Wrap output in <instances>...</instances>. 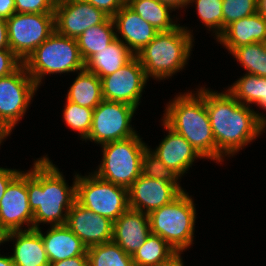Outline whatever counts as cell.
<instances>
[{
    "instance_id": "obj_23",
    "label": "cell",
    "mask_w": 266,
    "mask_h": 266,
    "mask_svg": "<svg viewBox=\"0 0 266 266\" xmlns=\"http://www.w3.org/2000/svg\"><path fill=\"white\" fill-rule=\"evenodd\" d=\"M135 54L120 40L115 39L108 47L92 55L85 62V69L100 79L113 74L130 62Z\"/></svg>"
},
{
    "instance_id": "obj_12",
    "label": "cell",
    "mask_w": 266,
    "mask_h": 266,
    "mask_svg": "<svg viewBox=\"0 0 266 266\" xmlns=\"http://www.w3.org/2000/svg\"><path fill=\"white\" fill-rule=\"evenodd\" d=\"M147 81L145 70L135 56L113 74L101 78L103 100L127 103L138 109Z\"/></svg>"
},
{
    "instance_id": "obj_7",
    "label": "cell",
    "mask_w": 266,
    "mask_h": 266,
    "mask_svg": "<svg viewBox=\"0 0 266 266\" xmlns=\"http://www.w3.org/2000/svg\"><path fill=\"white\" fill-rule=\"evenodd\" d=\"M140 135L102 144V161L93 171L99 178L129 189L141 175L147 144Z\"/></svg>"
},
{
    "instance_id": "obj_46",
    "label": "cell",
    "mask_w": 266,
    "mask_h": 266,
    "mask_svg": "<svg viewBox=\"0 0 266 266\" xmlns=\"http://www.w3.org/2000/svg\"><path fill=\"white\" fill-rule=\"evenodd\" d=\"M0 266H15L11 255L3 256L0 254Z\"/></svg>"
},
{
    "instance_id": "obj_3",
    "label": "cell",
    "mask_w": 266,
    "mask_h": 266,
    "mask_svg": "<svg viewBox=\"0 0 266 266\" xmlns=\"http://www.w3.org/2000/svg\"><path fill=\"white\" fill-rule=\"evenodd\" d=\"M176 95L165 106L162 121L183 136L204 158L216 161V143L205 105V97L197 90Z\"/></svg>"
},
{
    "instance_id": "obj_15",
    "label": "cell",
    "mask_w": 266,
    "mask_h": 266,
    "mask_svg": "<svg viewBox=\"0 0 266 266\" xmlns=\"http://www.w3.org/2000/svg\"><path fill=\"white\" fill-rule=\"evenodd\" d=\"M182 192L163 179H152L140 175L128 189L129 208L150 214L152 211L169 204Z\"/></svg>"
},
{
    "instance_id": "obj_17",
    "label": "cell",
    "mask_w": 266,
    "mask_h": 266,
    "mask_svg": "<svg viewBox=\"0 0 266 266\" xmlns=\"http://www.w3.org/2000/svg\"><path fill=\"white\" fill-rule=\"evenodd\" d=\"M112 20L116 38L120 39L135 55L160 32L142 19L127 4L112 17Z\"/></svg>"
},
{
    "instance_id": "obj_5",
    "label": "cell",
    "mask_w": 266,
    "mask_h": 266,
    "mask_svg": "<svg viewBox=\"0 0 266 266\" xmlns=\"http://www.w3.org/2000/svg\"><path fill=\"white\" fill-rule=\"evenodd\" d=\"M23 65L38 87L47 74L73 73L85 69L77 40L56 31L28 56Z\"/></svg>"
},
{
    "instance_id": "obj_42",
    "label": "cell",
    "mask_w": 266,
    "mask_h": 266,
    "mask_svg": "<svg viewBox=\"0 0 266 266\" xmlns=\"http://www.w3.org/2000/svg\"><path fill=\"white\" fill-rule=\"evenodd\" d=\"M0 49H10L8 42L7 19L0 17Z\"/></svg>"
},
{
    "instance_id": "obj_28",
    "label": "cell",
    "mask_w": 266,
    "mask_h": 266,
    "mask_svg": "<svg viewBox=\"0 0 266 266\" xmlns=\"http://www.w3.org/2000/svg\"><path fill=\"white\" fill-rule=\"evenodd\" d=\"M87 256L88 266H134L132 256L113 241L87 248Z\"/></svg>"
},
{
    "instance_id": "obj_22",
    "label": "cell",
    "mask_w": 266,
    "mask_h": 266,
    "mask_svg": "<svg viewBox=\"0 0 266 266\" xmlns=\"http://www.w3.org/2000/svg\"><path fill=\"white\" fill-rule=\"evenodd\" d=\"M15 241L11 257L15 266H50L41 234L36 229L12 231L7 241Z\"/></svg>"
},
{
    "instance_id": "obj_31",
    "label": "cell",
    "mask_w": 266,
    "mask_h": 266,
    "mask_svg": "<svg viewBox=\"0 0 266 266\" xmlns=\"http://www.w3.org/2000/svg\"><path fill=\"white\" fill-rule=\"evenodd\" d=\"M148 146L143 153L141 174L152 179H163L175 185L181 192L185 190L181 187L179 179L181 175L172 168H168Z\"/></svg>"
},
{
    "instance_id": "obj_44",
    "label": "cell",
    "mask_w": 266,
    "mask_h": 266,
    "mask_svg": "<svg viewBox=\"0 0 266 266\" xmlns=\"http://www.w3.org/2000/svg\"><path fill=\"white\" fill-rule=\"evenodd\" d=\"M11 132L12 130L8 126L0 123V145L8 136L11 135Z\"/></svg>"
},
{
    "instance_id": "obj_1",
    "label": "cell",
    "mask_w": 266,
    "mask_h": 266,
    "mask_svg": "<svg viewBox=\"0 0 266 266\" xmlns=\"http://www.w3.org/2000/svg\"><path fill=\"white\" fill-rule=\"evenodd\" d=\"M200 88V89H199ZM216 143V163L234 156L246 145L265 133L266 116L240 103L227 90L213 91L199 87ZM224 157V158H223Z\"/></svg>"
},
{
    "instance_id": "obj_24",
    "label": "cell",
    "mask_w": 266,
    "mask_h": 266,
    "mask_svg": "<svg viewBox=\"0 0 266 266\" xmlns=\"http://www.w3.org/2000/svg\"><path fill=\"white\" fill-rule=\"evenodd\" d=\"M77 74L69 87L66 100L82 107L95 109L103 100L101 79L86 69L77 72Z\"/></svg>"
},
{
    "instance_id": "obj_10",
    "label": "cell",
    "mask_w": 266,
    "mask_h": 266,
    "mask_svg": "<svg viewBox=\"0 0 266 266\" xmlns=\"http://www.w3.org/2000/svg\"><path fill=\"white\" fill-rule=\"evenodd\" d=\"M136 110L127 103L102 100L93 111L91 130L85 141L100 146L139 134L131 124Z\"/></svg>"
},
{
    "instance_id": "obj_9",
    "label": "cell",
    "mask_w": 266,
    "mask_h": 266,
    "mask_svg": "<svg viewBox=\"0 0 266 266\" xmlns=\"http://www.w3.org/2000/svg\"><path fill=\"white\" fill-rule=\"evenodd\" d=\"M10 50L24 62L54 31V13H14L7 19Z\"/></svg>"
},
{
    "instance_id": "obj_25",
    "label": "cell",
    "mask_w": 266,
    "mask_h": 266,
    "mask_svg": "<svg viewBox=\"0 0 266 266\" xmlns=\"http://www.w3.org/2000/svg\"><path fill=\"white\" fill-rule=\"evenodd\" d=\"M116 39L112 17L102 24L86 29L76 40L82 59L86 62L92 55L106 48Z\"/></svg>"
},
{
    "instance_id": "obj_19",
    "label": "cell",
    "mask_w": 266,
    "mask_h": 266,
    "mask_svg": "<svg viewBox=\"0 0 266 266\" xmlns=\"http://www.w3.org/2000/svg\"><path fill=\"white\" fill-rule=\"evenodd\" d=\"M162 125L168 135L162 139L155 150L151 151L168 167L174 169L182 177L188 173L194 161L203 157L181 135L174 132L163 121Z\"/></svg>"
},
{
    "instance_id": "obj_36",
    "label": "cell",
    "mask_w": 266,
    "mask_h": 266,
    "mask_svg": "<svg viewBox=\"0 0 266 266\" xmlns=\"http://www.w3.org/2000/svg\"><path fill=\"white\" fill-rule=\"evenodd\" d=\"M23 62L10 50L0 49V78L15 72Z\"/></svg>"
},
{
    "instance_id": "obj_45",
    "label": "cell",
    "mask_w": 266,
    "mask_h": 266,
    "mask_svg": "<svg viewBox=\"0 0 266 266\" xmlns=\"http://www.w3.org/2000/svg\"><path fill=\"white\" fill-rule=\"evenodd\" d=\"M257 12L266 19V0H257Z\"/></svg>"
},
{
    "instance_id": "obj_40",
    "label": "cell",
    "mask_w": 266,
    "mask_h": 266,
    "mask_svg": "<svg viewBox=\"0 0 266 266\" xmlns=\"http://www.w3.org/2000/svg\"><path fill=\"white\" fill-rule=\"evenodd\" d=\"M181 253L183 254V251H175L170 257L153 266H184Z\"/></svg>"
},
{
    "instance_id": "obj_21",
    "label": "cell",
    "mask_w": 266,
    "mask_h": 266,
    "mask_svg": "<svg viewBox=\"0 0 266 266\" xmlns=\"http://www.w3.org/2000/svg\"><path fill=\"white\" fill-rule=\"evenodd\" d=\"M42 237L45 251L50 263L82 256L87 252V247L82 243L66 225L50 226L46 233L41 227L36 229Z\"/></svg>"
},
{
    "instance_id": "obj_11",
    "label": "cell",
    "mask_w": 266,
    "mask_h": 266,
    "mask_svg": "<svg viewBox=\"0 0 266 266\" xmlns=\"http://www.w3.org/2000/svg\"><path fill=\"white\" fill-rule=\"evenodd\" d=\"M38 85L22 64L12 74L0 78V123L11 130L26 114Z\"/></svg>"
},
{
    "instance_id": "obj_30",
    "label": "cell",
    "mask_w": 266,
    "mask_h": 266,
    "mask_svg": "<svg viewBox=\"0 0 266 266\" xmlns=\"http://www.w3.org/2000/svg\"><path fill=\"white\" fill-rule=\"evenodd\" d=\"M230 54L246 70L247 74L266 77V52L263 43L255 42L234 48Z\"/></svg>"
},
{
    "instance_id": "obj_26",
    "label": "cell",
    "mask_w": 266,
    "mask_h": 266,
    "mask_svg": "<svg viewBox=\"0 0 266 266\" xmlns=\"http://www.w3.org/2000/svg\"><path fill=\"white\" fill-rule=\"evenodd\" d=\"M126 4L159 31H171L179 25L171 18L175 10L159 0H126Z\"/></svg>"
},
{
    "instance_id": "obj_47",
    "label": "cell",
    "mask_w": 266,
    "mask_h": 266,
    "mask_svg": "<svg viewBox=\"0 0 266 266\" xmlns=\"http://www.w3.org/2000/svg\"><path fill=\"white\" fill-rule=\"evenodd\" d=\"M7 234L8 232L0 224V245L4 244V242H7Z\"/></svg>"
},
{
    "instance_id": "obj_48",
    "label": "cell",
    "mask_w": 266,
    "mask_h": 266,
    "mask_svg": "<svg viewBox=\"0 0 266 266\" xmlns=\"http://www.w3.org/2000/svg\"><path fill=\"white\" fill-rule=\"evenodd\" d=\"M263 46H264V49H265V52H266V40L263 42Z\"/></svg>"
},
{
    "instance_id": "obj_20",
    "label": "cell",
    "mask_w": 266,
    "mask_h": 266,
    "mask_svg": "<svg viewBox=\"0 0 266 266\" xmlns=\"http://www.w3.org/2000/svg\"><path fill=\"white\" fill-rule=\"evenodd\" d=\"M266 40V19L258 12L229 24L217 37V41L229 51Z\"/></svg>"
},
{
    "instance_id": "obj_38",
    "label": "cell",
    "mask_w": 266,
    "mask_h": 266,
    "mask_svg": "<svg viewBox=\"0 0 266 266\" xmlns=\"http://www.w3.org/2000/svg\"><path fill=\"white\" fill-rule=\"evenodd\" d=\"M16 169L0 167V200L2 199L5 190L9 183L20 173Z\"/></svg>"
},
{
    "instance_id": "obj_4",
    "label": "cell",
    "mask_w": 266,
    "mask_h": 266,
    "mask_svg": "<svg viewBox=\"0 0 266 266\" xmlns=\"http://www.w3.org/2000/svg\"><path fill=\"white\" fill-rule=\"evenodd\" d=\"M192 31L180 24L171 31H160L135 56L147 78L165 80L180 72L188 64L194 42Z\"/></svg>"
},
{
    "instance_id": "obj_33",
    "label": "cell",
    "mask_w": 266,
    "mask_h": 266,
    "mask_svg": "<svg viewBox=\"0 0 266 266\" xmlns=\"http://www.w3.org/2000/svg\"><path fill=\"white\" fill-rule=\"evenodd\" d=\"M195 3L197 14L202 25L212 33L214 38L223 32V0H189V5ZM211 29V30H210Z\"/></svg>"
},
{
    "instance_id": "obj_43",
    "label": "cell",
    "mask_w": 266,
    "mask_h": 266,
    "mask_svg": "<svg viewBox=\"0 0 266 266\" xmlns=\"http://www.w3.org/2000/svg\"><path fill=\"white\" fill-rule=\"evenodd\" d=\"M167 5H169L174 10H179L180 8H187L189 5V0H159Z\"/></svg>"
},
{
    "instance_id": "obj_32",
    "label": "cell",
    "mask_w": 266,
    "mask_h": 266,
    "mask_svg": "<svg viewBox=\"0 0 266 266\" xmlns=\"http://www.w3.org/2000/svg\"><path fill=\"white\" fill-rule=\"evenodd\" d=\"M94 109L79 106L66 100L63 109V120L68 128L77 131L80 138L85 140L90 133Z\"/></svg>"
},
{
    "instance_id": "obj_16",
    "label": "cell",
    "mask_w": 266,
    "mask_h": 266,
    "mask_svg": "<svg viewBox=\"0 0 266 266\" xmlns=\"http://www.w3.org/2000/svg\"><path fill=\"white\" fill-rule=\"evenodd\" d=\"M113 223L75 201L68 212L66 226L89 248L112 241Z\"/></svg>"
},
{
    "instance_id": "obj_14",
    "label": "cell",
    "mask_w": 266,
    "mask_h": 266,
    "mask_svg": "<svg viewBox=\"0 0 266 266\" xmlns=\"http://www.w3.org/2000/svg\"><path fill=\"white\" fill-rule=\"evenodd\" d=\"M108 17L102 10L84 0H63L55 5V31L77 39L86 29L102 24Z\"/></svg>"
},
{
    "instance_id": "obj_27",
    "label": "cell",
    "mask_w": 266,
    "mask_h": 266,
    "mask_svg": "<svg viewBox=\"0 0 266 266\" xmlns=\"http://www.w3.org/2000/svg\"><path fill=\"white\" fill-rule=\"evenodd\" d=\"M227 91L240 103L256 104L266 111V77L244 74Z\"/></svg>"
},
{
    "instance_id": "obj_37",
    "label": "cell",
    "mask_w": 266,
    "mask_h": 266,
    "mask_svg": "<svg viewBox=\"0 0 266 266\" xmlns=\"http://www.w3.org/2000/svg\"><path fill=\"white\" fill-rule=\"evenodd\" d=\"M97 9L102 10L109 17H113L125 4L126 0H84Z\"/></svg>"
},
{
    "instance_id": "obj_34",
    "label": "cell",
    "mask_w": 266,
    "mask_h": 266,
    "mask_svg": "<svg viewBox=\"0 0 266 266\" xmlns=\"http://www.w3.org/2000/svg\"><path fill=\"white\" fill-rule=\"evenodd\" d=\"M223 31L234 21L257 12V0H223Z\"/></svg>"
},
{
    "instance_id": "obj_35",
    "label": "cell",
    "mask_w": 266,
    "mask_h": 266,
    "mask_svg": "<svg viewBox=\"0 0 266 266\" xmlns=\"http://www.w3.org/2000/svg\"><path fill=\"white\" fill-rule=\"evenodd\" d=\"M16 13H54V0H14Z\"/></svg>"
},
{
    "instance_id": "obj_2",
    "label": "cell",
    "mask_w": 266,
    "mask_h": 266,
    "mask_svg": "<svg viewBox=\"0 0 266 266\" xmlns=\"http://www.w3.org/2000/svg\"><path fill=\"white\" fill-rule=\"evenodd\" d=\"M60 169L45 155L27 170L29 206L33 212V229L40 224L66 225L67 216L76 201V178L69 187Z\"/></svg>"
},
{
    "instance_id": "obj_6",
    "label": "cell",
    "mask_w": 266,
    "mask_h": 266,
    "mask_svg": "<svg viewBox=\"0 0 266 266\" xmlns=\"http://www.w3.org/2000/svg\"><path fill=\"white\" fill-rule=\"evenodd\" d=\"M185 191L169 204L152 211L149 216L151 233L164 239L175 251H186L194 239L196 207Z\"/></svg>"
},
{
    "instance_id": "obj_18",
    "label": "cell",
    "mask_w": 266,
    "mask_h": 266,
    "mask_svg": "<svg viewBox=\"0 0 266 266\" xmlns=\"http://www.w3.org/2000/svg\"><path fill=\"white\" fill-rule=\"evenodd\" d=\"M150 234L148 214L129 208L114 221L112 241L133 256Z\"/></svg>"
},
{
    "instance_id": "obj_8",
    "label": "cell",
    "mask_w": 266,
    "mask_h": 266,
    "mask_svg": "<svg viewBox=\"0 0 266 266\" xmlns=\"http://www.w3.org/2000/svg\"><path fill=\"white\" fill-rule=\"evenodd\" d=\"M76 201L113 222L129 209L128 189L99 178L93 172L76 178Z\"/></svg>"
},
{
    "instance_id": "obj_13",
    "label": "cell",
    "mask_w": 266,
    "mask_h": 266,
    "mask_svg": "<svg viewBox=\"0 0 266 266\" xmlns=\"http://www.w3.org/2000/svg\"><path fill=\"white\" fill-rule=\"evenodd\" d=\"M0 224L9 233L33 229V212L29 206L27 172L21 171L7 186L0 200ZM23 227V228H22Z\"/></svg>"
},
{
    "instance_id": "obj_39",
    "label": "cell",
    "mask_w": 266,
    "mask_h": 266,
    "mask_svg": "<svg viewBox=\"0 0 266 266\" xmlns=\"http://www.w3.org/2000/svg\"><path fill=\"white\" fill-rule=\"evenodd\" d=\"M50 266H88L87 252L82 256H75L69 259L50 263Z\"/></svg>"
},
{
    "instance_id": "obj_41",
    "label": "cell",
    "mask_w": 266,
    "mask_h": 266,
    "mask_svg": "<svg viewBox=\"0 0 266 266\" xmlns=\"http://www.w3.org/2000/svg\"><path fill=\"white\" fill-rule=\"evenodd\" d=\"M15 13L14 0H0V17L8 19Z\"/></svg>"
},
{
    "instance_id": "obj_29",
    "label": "cell",
    "mask_w": 266,
    "mask_h": 266,
    "mask_svg": "<svg viewBox=\"0 0 266 266\" xmlns=\"http://www.w3.org/2000/svg\"><path fill=\"white\" fill-rule=\"evenodd\" d=\"M175 250L160 236L150 234L132 256L134 266H153L170 257Z\"/></svg>"
}]
</instances>
